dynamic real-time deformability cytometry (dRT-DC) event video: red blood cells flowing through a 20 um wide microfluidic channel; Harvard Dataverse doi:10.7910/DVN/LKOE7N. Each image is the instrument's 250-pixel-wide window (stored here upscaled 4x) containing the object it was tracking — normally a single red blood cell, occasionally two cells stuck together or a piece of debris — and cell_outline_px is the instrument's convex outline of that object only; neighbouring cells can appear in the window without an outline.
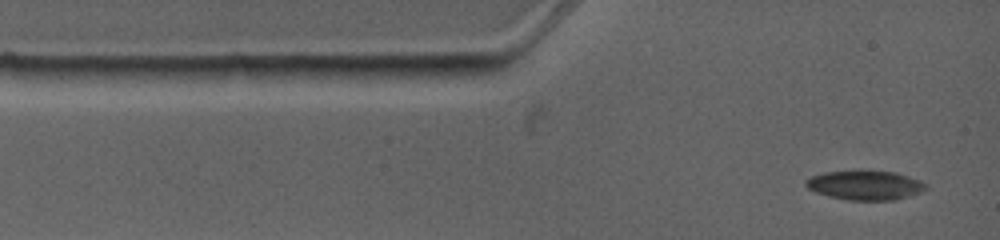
{"species": "common noctule bat (a hibernating species)", "species_latin": "Nyctalus noctula", "temperature_condition": "warm", "stored_images_in_passage": 3, "camera_frame_rate_fps": 4500, "um_per_image_px": 0.085, "animal": {"sex": "female", "body_mass_g": 19.0, "forearm_length_mm": 53.3}, "frame": {"image": 1, "passage_image": 1, "time_ms": 0.0, "image_size_px": [1000, 240], "cell_outline_px": [[928, 188], [920, 192], [896, 200], [848, 200], [828, 196], [816, 192], [808, 188], [804, 184], [804, 180], [812, 176], [824, 172], [896, 172], [920, 180], [928, 184]], "centroid_in_image_um": [73.55, 15.76], "position_along_channel_um": 11.4, "area_um2": 20.23}}
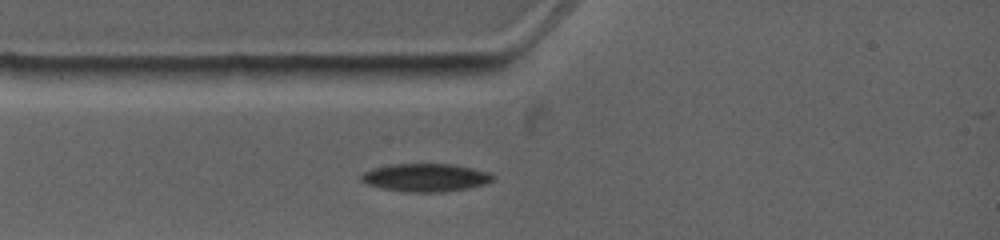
{"frame": {"image": 2, "passage_image": 3, "time_ms": 1.778, "image_size_px": [1000, 240], "cell_outline_px": [[496, 176], [492, 180], [484, 184], [468, 188], [440, 192], [408, 192], [384, 188], [368, 184], [360, 180], [360, 176], [364, 172], [372, 168], [392, 164], [452, 164], [472, 168], [488, 172]], "centroid_in_image_um": [36.17, 15.08], "position_along_channel_um": 48.8, "area_um2": 21.33}}